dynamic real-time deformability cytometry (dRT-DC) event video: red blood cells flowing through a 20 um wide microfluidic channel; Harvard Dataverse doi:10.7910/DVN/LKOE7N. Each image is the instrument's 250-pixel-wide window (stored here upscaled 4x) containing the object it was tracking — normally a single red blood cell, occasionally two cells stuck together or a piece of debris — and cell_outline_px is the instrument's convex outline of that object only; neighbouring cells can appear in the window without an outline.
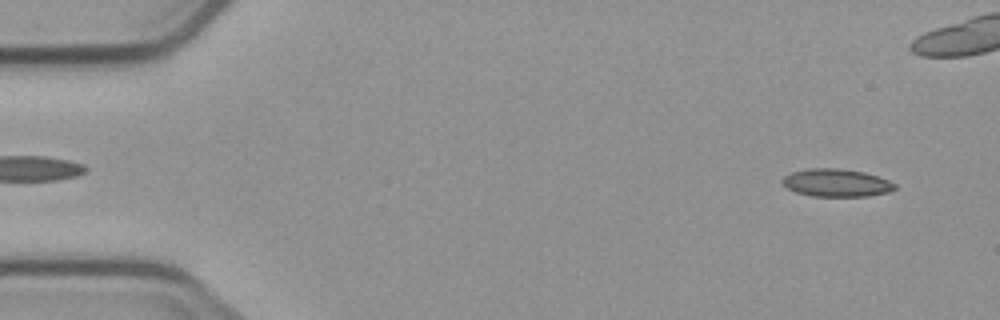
{"species": "common noctule bat (a hibernating species)", "species_latin": "Nyctalus noctula", "temperature_condition": "cold", "stored_images_in_passage": 6, "camera_frame_rate_fps": 3000, "um_per_image_px": 0.085, "animal": {"sex": "male", "body_mass_g": 23.1, "forearm_length_mm": 52.7}, "frame": {"image": 1, "passage_image": 1, "time_ms": 0.0, "image_size_px": [1000, 320], "cell_outline_px": [[896, 188], [888, 192], [868, 196], [812, 196], [796, 192], [788, 188], [780, 180], [784, 176], [792, 172], [808, 168], [836, 168], [864, 172], [888, 180], [896, 184]], "centroid_in_image_um": [71.08, 15.54], "position_along_channel_um": 13.9, "area_um2": 18.09}}